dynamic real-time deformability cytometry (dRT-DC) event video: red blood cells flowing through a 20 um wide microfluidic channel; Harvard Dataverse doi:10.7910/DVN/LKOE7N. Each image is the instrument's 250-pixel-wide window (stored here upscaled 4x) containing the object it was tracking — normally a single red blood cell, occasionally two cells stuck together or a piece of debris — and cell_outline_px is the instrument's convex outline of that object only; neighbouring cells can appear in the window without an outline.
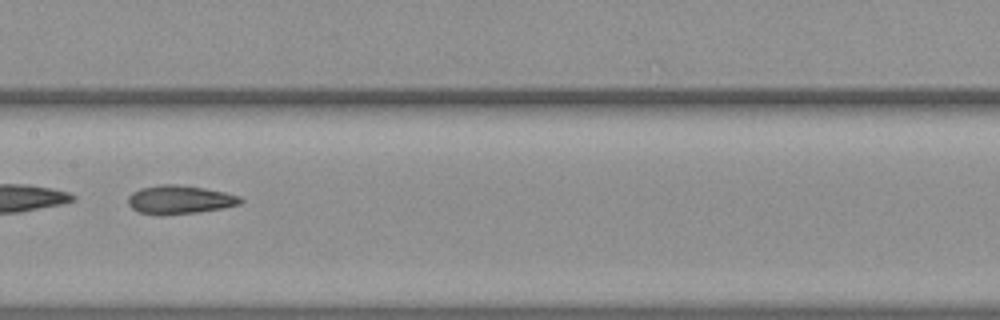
{"species": "common noctule bat (a hibernating species)", "species_latin": "Nyctalus noctula", "temperature_condition": "warm", "stored_images_in_passage": 31, "camera_frame_rate_fps": 3000, "um_per_image_px": 0.085, "animal": {"sex": "female", "body_mass_g": 19.3, "forearm_length_mm": 54.1}, "frame": {"image": 1, "passage_image": 10, "time_ms": 3.0, "image_size_px": [1000, 320], "cell_outline_px": [[244, 200], [240, 204], [224, 208], [196, 212], [140, 212], [132, 208], [128, 204], [128, 196], [132, 192], [140, 188], [160, 184], [176, 184], [204, 188], [224, 192], [240, 196]], "centroid_in_image_um": [15.32, 16.92], "position_along_channel_um": 192.1, "area_um2": 18.03}}